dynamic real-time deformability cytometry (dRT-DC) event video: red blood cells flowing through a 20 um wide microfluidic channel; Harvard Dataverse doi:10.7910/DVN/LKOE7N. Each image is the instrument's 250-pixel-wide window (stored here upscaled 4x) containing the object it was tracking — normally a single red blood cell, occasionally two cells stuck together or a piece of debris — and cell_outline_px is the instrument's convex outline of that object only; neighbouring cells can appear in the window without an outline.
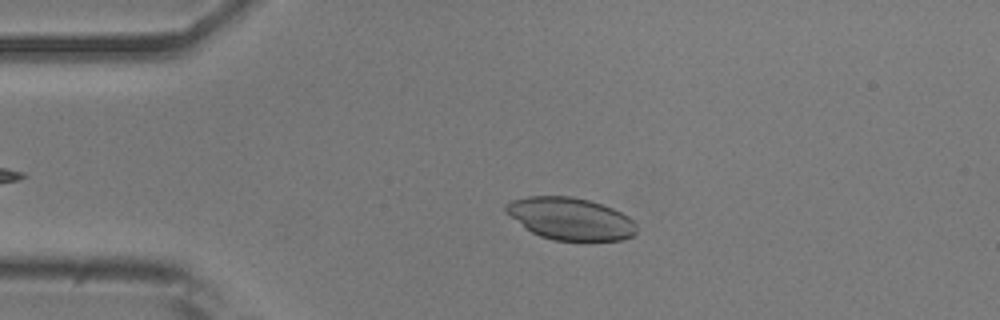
{"species": "common noctule bat (a hibernating species)", "species_latin": "Nyctalus noctula", "temperature_condition": "room temperature", "stored_images_in_passage": 45, "camera_frame_rate_fps": 3000, "um_per_image_px": 0.085, "animal": {"sex": "male", "body_mass_g": 20.5, "forearm_length_mm": 52.5}, "frame": {"image": 1, "passage_image": 10, "time_ms": 3.0, "image_size_px": [1000, 320], "cell_outline_px": [[636, 232], [632, 236], [624, 240], [552, 240], [540, 236], [524, 228], [504, 212], [504, 204], [512, 200], [528, 196], [572, 196], [588, 200], [612, 208], [628, 216], [636, 224]], "centroid_in_image_um": [48.44, 18.59], "position_along_channel_um": 36.6, "area_um2": 32.25}}
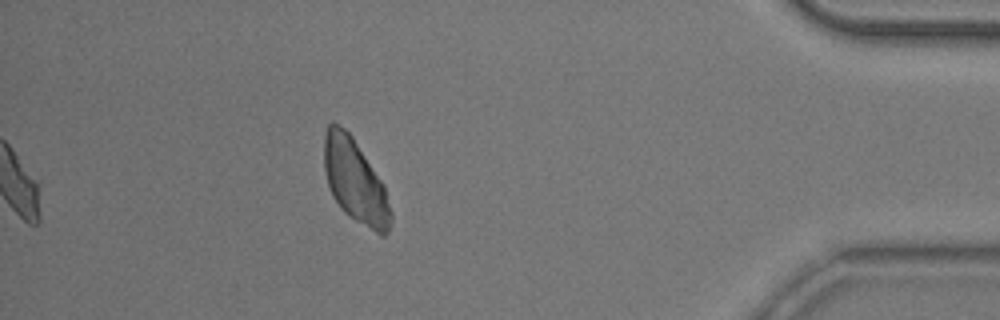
{"frame": {"image": 2, "passage_image": 45, "time_ms": 14.667, "image_size_px": [1000, 320], "cell_outline_px": [[392, 220], [388, 232], [384, 236], [380, 236], [348, 216], [340, 208], [332, 196], [328, 188], [324, 172], [324, 132], [328, 124], [332, 120], [344, 128], [352, 136], [384, 184], [392, 212]], "centroid_in_image_um": [30.18, 15.41], "position_along_channel_um": 405.0, "area_um2": 33.0}}